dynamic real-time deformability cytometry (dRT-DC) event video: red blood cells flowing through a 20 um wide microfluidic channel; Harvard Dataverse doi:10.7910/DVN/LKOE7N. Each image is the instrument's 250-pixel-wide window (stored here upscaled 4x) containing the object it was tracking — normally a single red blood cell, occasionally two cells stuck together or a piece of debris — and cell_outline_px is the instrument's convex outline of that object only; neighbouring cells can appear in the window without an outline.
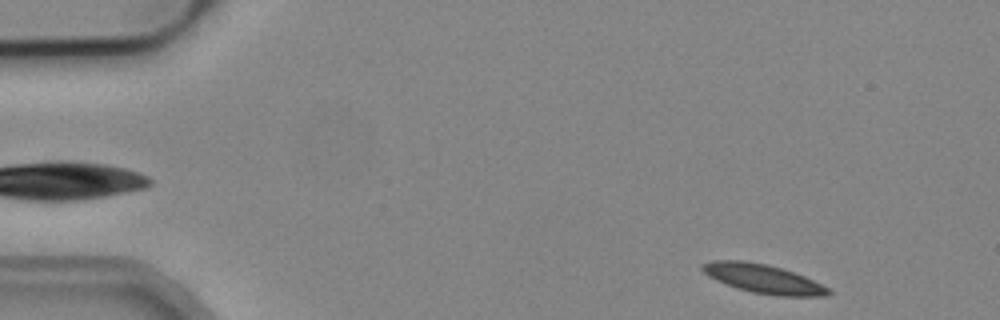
{"species": "common noctule bat (a hibernating species)", "species_latin": "Nyctalus noctula", "temperature_condition": "cold", "stored_images_in_passage": 4, "camera_frame_rate_fps": 3000, "um_per_image_px": 0.085, "animal": {"sex": "male", "body_mass_g": 19.2, "forearm_length_mm": 51.8}, "frame": {"image": 1, "passage_image": 4, "time_ms": 1.0, "image_size_px": [1000, 320], "cell_outline_px": [[832, 292], [828, 296], [776, 296], [752, 292], [736, 288], [716, 280], [708, 276], [700, 268], [700, 264], [712, 260], [744, 260], [768, 264], [804, 276], [828, 288]], "centroid_in_image_um": [64.83, 23.69], "position_along_channel_um": 20.2, "area_um2": 21.27}}